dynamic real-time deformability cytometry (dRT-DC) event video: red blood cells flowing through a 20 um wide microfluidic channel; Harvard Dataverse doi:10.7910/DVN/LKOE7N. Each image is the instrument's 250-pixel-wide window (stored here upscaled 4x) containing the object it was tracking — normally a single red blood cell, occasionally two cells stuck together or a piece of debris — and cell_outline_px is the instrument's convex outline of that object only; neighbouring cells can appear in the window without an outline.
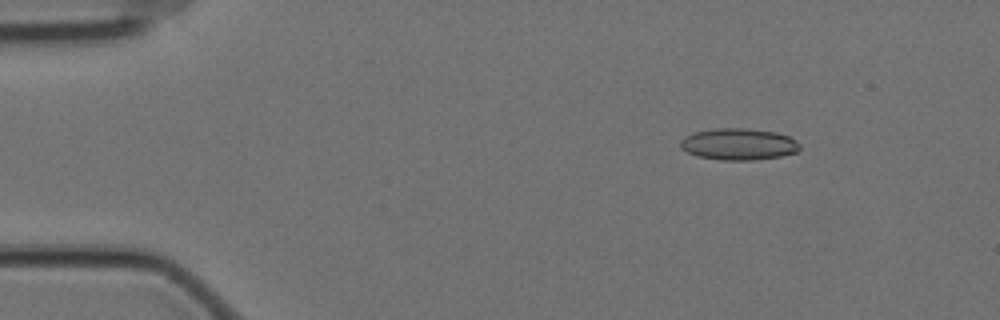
{"species": "Egyptian fruit bat (a non-hibernating species)", "species_latin": "Rousettus aegyptiacus", "temperature_condition": "cold", "stored_images_in_passage": 58, "camera_frame_rate_fps": 3000, "um_per_image_px": 0.085, "animal": {"sex": "female"}, "frame": {"image": 1, "passage_image": 8, "time_ms": 2.333, "image_size_px": [1000, 320], "cell_outline_px": [[800, 148], [796, 152], [780, 156], [756, 160], [720, 160], [696, 156], [680, 148], [680, 140], [684, 136], [696, 132], [716, 128], [748, 128], [776, 132], [788, 136], [796, 140], [800, 144]], "centroid_in_image_um": [62.77, 12.25], "position_along_channel_um": 22.2, "area_um2": 22.14}}
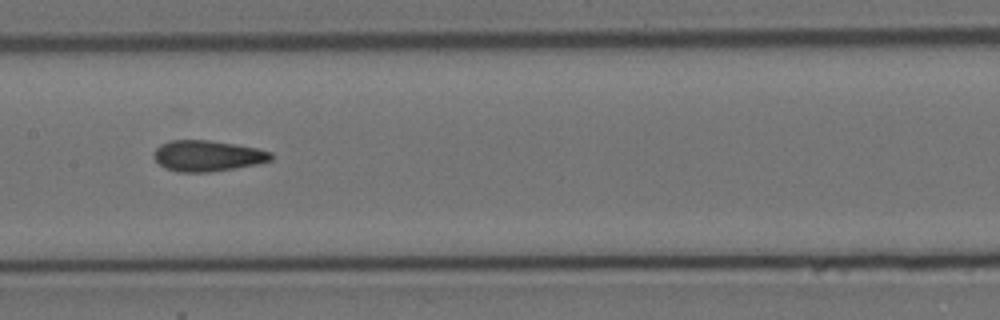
{"frame": {"image": 2, "passage_image": 29, "time_ms": 9.333, "image_size_px": [1000, 320], "cell_outline_px": [[272, 160], [256, 164], [208, 172], [176, 172], [164, 168], [152, 156], [152, 152], [160, 144], [168, 140], [208, 140], [236, 144], [260, 148], [272, 152]], "centroid_in_image_um": [17.6, 13.23], "position_along_channel_um": 189.8, "area_um2": 21.27}}
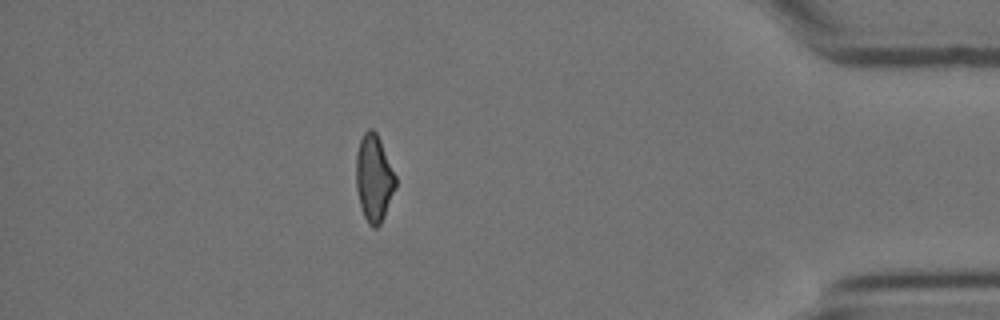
{"frame": {"image": 3, "passage_image": 51, "time_ms": 16.667, "image_size_px": [1000, 320], "cell_outline_px": [[396, 188], [384, 216], [380, 224], [376, 228], [372, 228], [368, 224], [360, 208], [356, 188], [356, 152], [360, 140], [364, 132], [368, 128], [372, 128], [376, 132], [380, 140], [396, 176]], "centroid_in_image_um": [31.77, 15.16], "position_along_channel_um": 403.4, "area_um2": 20.17}, "authors_computed_cell_mechanics": {"area_um2": 21.0103, "velocity_mm_per_s": 3.5039, "shape_relaxation_time_tau1_ms": null, "shape_relaxation_time_tau2_ms": 2.0485, "deformation_change_tau1": null, "deformation_change_tau2": 0.0854}}